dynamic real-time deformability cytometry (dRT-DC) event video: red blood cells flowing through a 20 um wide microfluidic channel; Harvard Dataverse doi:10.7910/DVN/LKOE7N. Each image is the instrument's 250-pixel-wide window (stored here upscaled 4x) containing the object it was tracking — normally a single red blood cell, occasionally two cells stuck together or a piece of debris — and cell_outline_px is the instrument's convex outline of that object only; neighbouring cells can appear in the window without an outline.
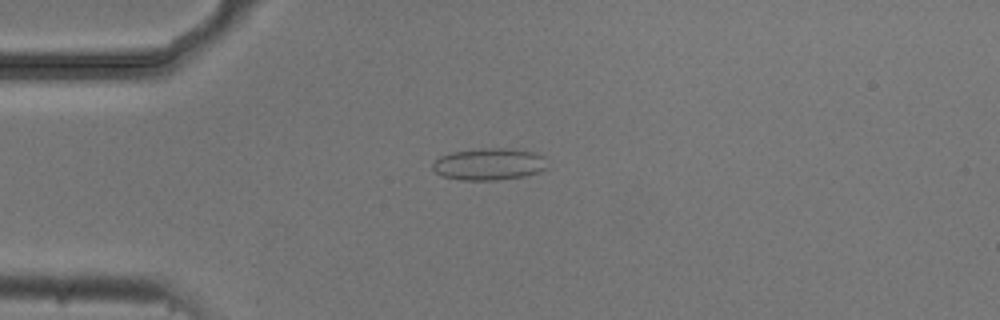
{"species": "common noctule bat (a hibernating species)", "species_latin": "Nyctalus noctula", "temperature_condition": "cold", "stored_images_in_passage": 4, "camera_frame_rate_fps": 3000, "um_per_image_px": 0.085, "animal": {"sex": "male", "body_mass_g": 20.5, "forearm_length_mm": 52.5}, "frame": {"image": 1, "passage_image": 2, "time_ms": 0.333, "image_size_px": [1000, 320], "cell_outline_px": [[548, 168], [540, 172], [524, 176], [496, 180], [460, 180], [444, 176], [436, 172], [432, 168], [432, 160], [440, 156], [452, 152], [480, 148], [512, 148], [532, 152], [544, 156]], "centroid_in_image_um": [41.57, 13.94], "position_along_channel_um": 43.4, "area_um2": 21.56}}
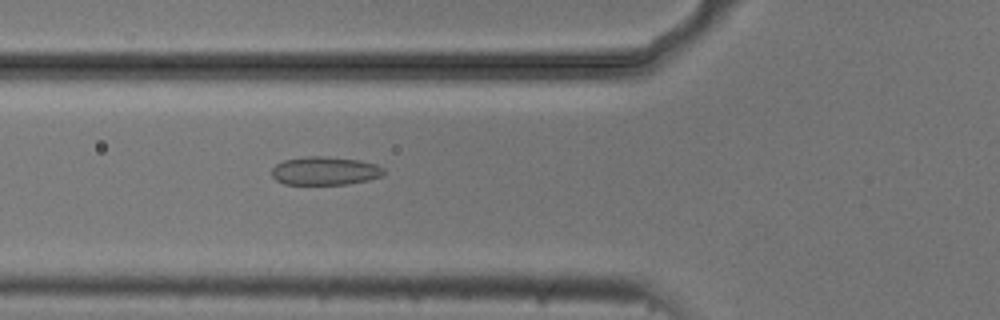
{"frame": {"image": 2, "passage_image": 4, "time_ms": 1.0, "image_size_px": [1000, 320], "cell_outline_px": [[384, 172], [380, 176], [368, 180], [348, 184], [284, 184], [276, 180], [272, 176], [272, 168], [276, 164], [284, 160], [304, 156], [324, 156], [360, 160], [376, 164], [384, 168]], "centroid_in_image_um": [27.6, 14.51], "position_along_channel_um": 98.2, "area_um2": 18.55}}